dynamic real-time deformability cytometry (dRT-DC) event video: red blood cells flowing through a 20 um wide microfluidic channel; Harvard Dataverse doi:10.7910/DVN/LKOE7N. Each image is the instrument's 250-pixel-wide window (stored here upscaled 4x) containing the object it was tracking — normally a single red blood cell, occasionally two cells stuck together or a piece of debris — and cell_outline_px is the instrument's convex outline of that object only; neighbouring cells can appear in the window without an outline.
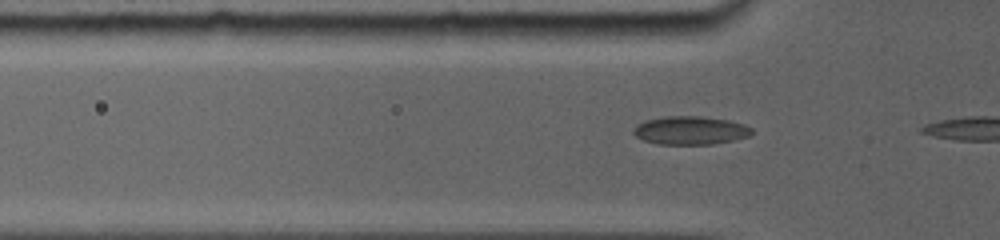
{"species": "common noctule bat (a hibernating species)", "species_latin": "Nyctalus noctula", "temperature_condition": "room temperature", "stored_images_in_passage": 4, "camera_frame_rate_fps": 5000, "um_per_image_px": 0.085, "animal": {"sex": "female", "body_mass_g": 19.0, "forearm_length_mm": 56.7}, "frame": {"image": 1, "passage_image": 3, "time_ms": 1.0, "image_size_px": [1000, 240], "cell_outline_px": [[752, 132], [748, 136], [732, 140], [712, 144], [656, 144], [644, 140], [636, 136], [632, 132], [632, 128], [636, 124], [644, 120], [664, 116], [700, 116], [728, 120], [744, 124], [752, 128]], "centroid_in_image_um": [58.62, 11.07], "position_along_channel_um": 67.2, "area_um2": 19.59}}